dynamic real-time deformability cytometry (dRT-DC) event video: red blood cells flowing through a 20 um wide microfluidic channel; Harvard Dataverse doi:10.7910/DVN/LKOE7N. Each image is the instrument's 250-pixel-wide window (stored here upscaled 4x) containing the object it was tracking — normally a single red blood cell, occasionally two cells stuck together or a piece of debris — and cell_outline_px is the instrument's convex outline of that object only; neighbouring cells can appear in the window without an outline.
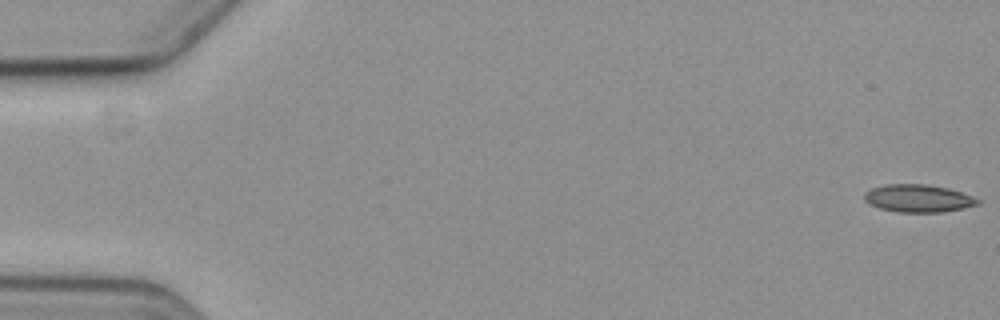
{"species": "common noctule bat (a hibernating species)", "species_latin": "Nyctalus noctula", "temperature_condition": "cold", "stored_images_in_passage": 7, "camera_frame_rate_fps": 3000, "um_per_image_px": 0.085, "animal": {"sex": "female", "body_mass_g": 19.3, "forearm_length_mm": 54.1}, "frame": {"image": 1, "passage_image": 1, "time_ms": 0.0, "image_size_px": [1000, 320], "cell_outline_px": [[984, 200], [980, 204], [964, 208], [940, 212], [896, 212], [880, 208], [864, 200], [864, 192], [872, 188], [888, 184], [924, 184], [948, 188]], "centroid_in_image_um": [78.09, 16.86], "position_along_channel_um": 6.9, "area_um2": 18.26}}
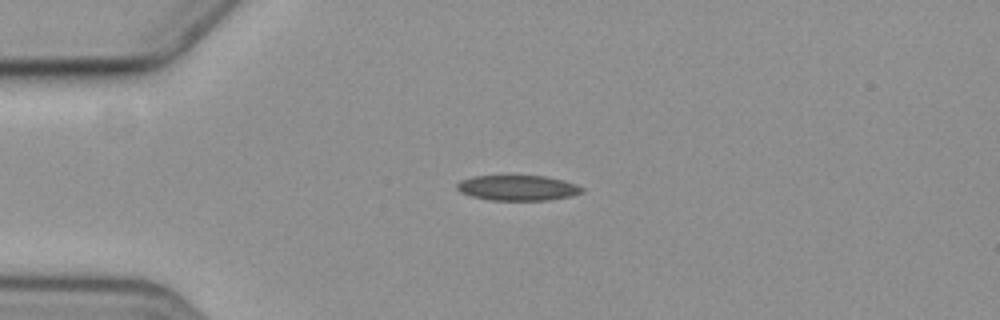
{"frame": {"image": 2, "passage_image": 5, "time_ms": 4.667, "image_size_px": [1000, 320], "cell_outline_px": [[584, 192], [572, 196], [548, 200], [492, 200], [472, 196], [460, 192], [456, 188], [456, 184], [460, 180], [472, 176], [508, 172], [544, 176], [564, 180], [576, 184], [584, 188]], "centroid_in_image_um": [43.98, 15.91], "position_along_channel_um": 41.0, "area_um2": 19.54}}
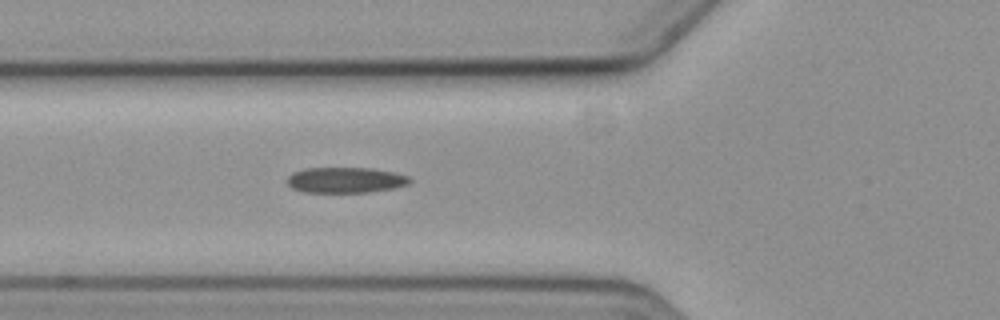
{"frame": {"image": 3, "passage_image": 7, "time_ms": 7.0, "image_size_px": [1000, 320], "cell_outline_px": [[412, 180], [408, 184], [396, 188], [368, 192], [304, 192], [292, 188], [288, 184], [288, 176], [292, 172], [304, 168], [372, 168], [392, 172], [408, 176]], "centroid_in_image_um": [29.37, 15.3], "position_along_channel_um": 96.4, "area_um2": 18.32}}